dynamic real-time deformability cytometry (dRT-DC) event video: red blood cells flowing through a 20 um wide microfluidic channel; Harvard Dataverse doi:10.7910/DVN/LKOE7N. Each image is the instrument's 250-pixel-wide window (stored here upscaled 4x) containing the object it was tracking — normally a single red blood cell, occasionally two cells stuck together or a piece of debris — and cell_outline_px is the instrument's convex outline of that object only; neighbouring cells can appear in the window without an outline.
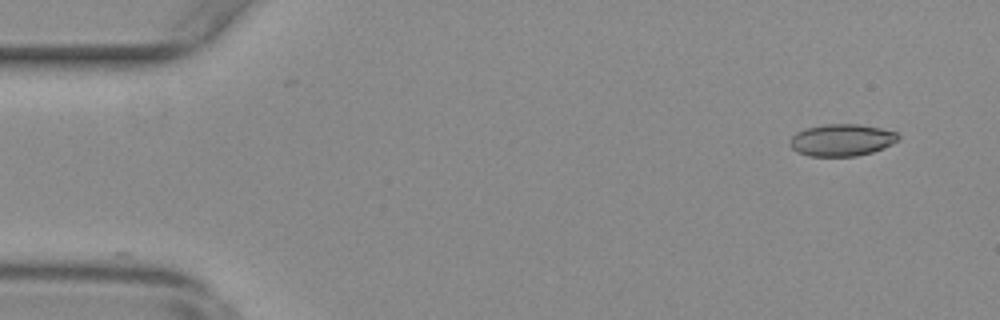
{"species": "common noctule bat (a hibernating species)", "species_latin": "Nyctalus noctula", "temperature_condition": "warm", "stored_images_in_passage": 29, "camera_frame_rate_fps": 3000, "um_per_image_px": 0.085, "animal": {"sex": "female", "body_mass_g": 29.2, "forearm_length_mm": 56.3}, "frame": {"image": 1, "passage_image": 1, "time_ms": 0.0, "image_size_px": [1000, 320], "cell_outline_px": [[900, 140], [884, 148], [872, 152], [856, 156], [808, 156], [792, 148], [788, 144], [792, 136], [796, 132], [804, 128], [824, 124], [860, 124], [880, 128], [896, 132], [900, 136]], "centroid_in_image_um": [71.55, 11.9], "position_along_channel_um": 13.4, "area_um2": 20.35}}
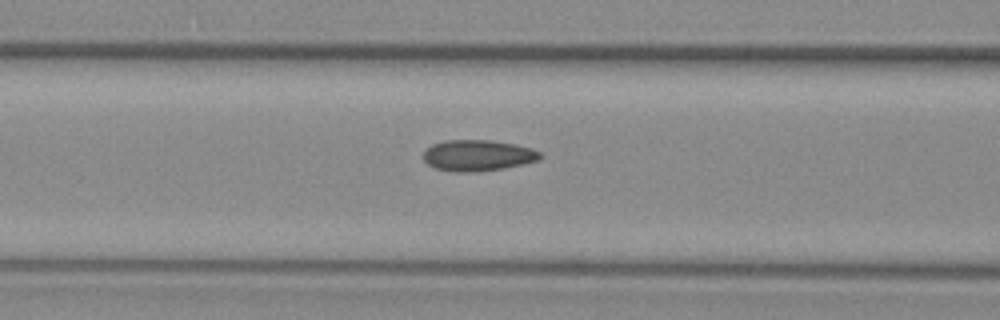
{"frame": {"image": 2, "passage_image": 19, "time_ms": 6.0, "image_size_px": [1000, 320], "cell_outline_px": [[544, 156], [540, 160], [524, 164], [504, 168], [472, 172], [456, 172], [436, 168], [428, 164], [424, 160], [424, 148], [432, 144], [444, 140], [492, 140], [516, 144], [532, 148], [540, 152]], "centroid_in_image_um": [40.64, 13.2], "position_along_channel_um": 126.0, "area_um2": 21.39}}
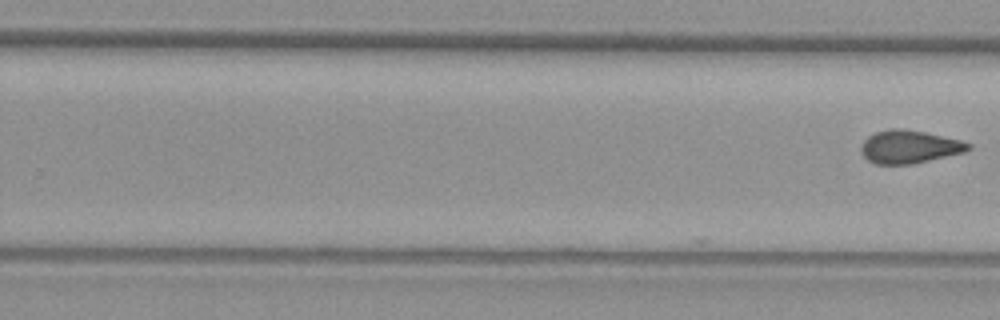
{"frame": {"image": 3, "passage_image": 29, "time_ms": 9.333, "image_size_px": [1000, 320], "cell_outline_px": [[972, 148], [964, 152], [912, 164], [876, 164], [868, 160], [860, 152], [860, 148], [864, 140], [868, 136], [876, 132], [888, 128], [904, 128], [924, 132], [960, 140], [972, 144]], "centroid_in_image_um": [77.27, 12.47], "position_along_channel_um": 252.5, "area_um2": 20.63}}